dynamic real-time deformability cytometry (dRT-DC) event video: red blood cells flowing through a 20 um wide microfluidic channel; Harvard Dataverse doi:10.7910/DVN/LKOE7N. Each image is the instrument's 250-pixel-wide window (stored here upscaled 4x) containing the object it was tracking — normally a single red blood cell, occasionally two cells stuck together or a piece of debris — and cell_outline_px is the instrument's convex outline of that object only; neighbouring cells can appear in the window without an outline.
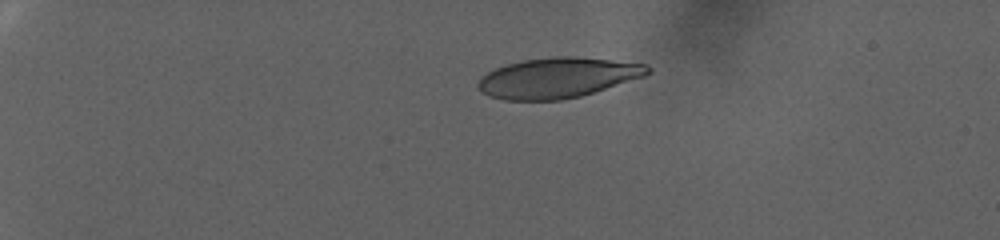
{"species": "human", "species_latin": "Homo sapiens", "temperature_condition": "warm", "stored_images_in_passage": 14, "camera_frame_rate_fps": 3000, "um_per_image_px": 0.085, "donor": {"sex": "female"}, "frame": {"image": 1, "passage_image": 1, "time_ms": 0.0, "image_size_px": [1000, 240], "cell_outline_px": [[652, 72], [644, 76], [580, 96], [560, 100], [504, 100], [492, 96], [484, 92], [476, 84], [480, 76], [496, 68], [520, 60], [552, 56], [576, 56], [648, 64], [652, 68]], "centroid_in_image_um": [47.42, 6.59], "position_along_channel_um": 37.6, "area_um2": 39.71}}